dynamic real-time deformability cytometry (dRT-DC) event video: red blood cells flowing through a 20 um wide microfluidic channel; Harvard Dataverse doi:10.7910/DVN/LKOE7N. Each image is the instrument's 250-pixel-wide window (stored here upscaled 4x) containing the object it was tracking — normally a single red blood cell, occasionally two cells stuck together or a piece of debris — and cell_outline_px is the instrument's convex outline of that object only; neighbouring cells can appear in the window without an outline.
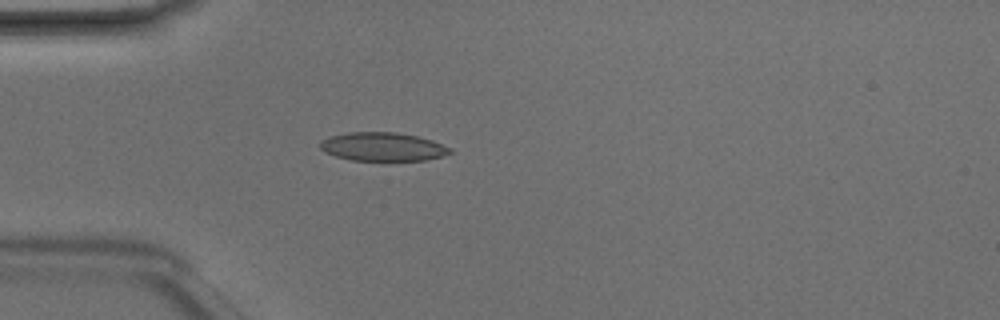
{"species": "Egyptian fruit bat (a non-hibernating species)", "species_latin": "Rousettus aegyptiacus", "temperature_condition": "room temperature", "stored_images_in_passage": 2, "camera_frame_rate_fps": 3000, "um_per_image_px": 0.085, "animal": {"sex": "male"}, "frame": {"image": 1, "passage_image": 2, "time_ms": 0.333, "image_size_px": [1000, 320], "cell_outline_px": [[452, 152], [440, 156], [424, 160], [352, 160], [336, 156], [324, 152], [320, 148], [320, 140], [328, 136], [348, 132], [396, 132], [416, 136], [432, 140], [452, 148]], "centroid_in_image_um": [32.49, 12.46], "position_along_channel_um": 52.5, "area_um2": 21.56}}